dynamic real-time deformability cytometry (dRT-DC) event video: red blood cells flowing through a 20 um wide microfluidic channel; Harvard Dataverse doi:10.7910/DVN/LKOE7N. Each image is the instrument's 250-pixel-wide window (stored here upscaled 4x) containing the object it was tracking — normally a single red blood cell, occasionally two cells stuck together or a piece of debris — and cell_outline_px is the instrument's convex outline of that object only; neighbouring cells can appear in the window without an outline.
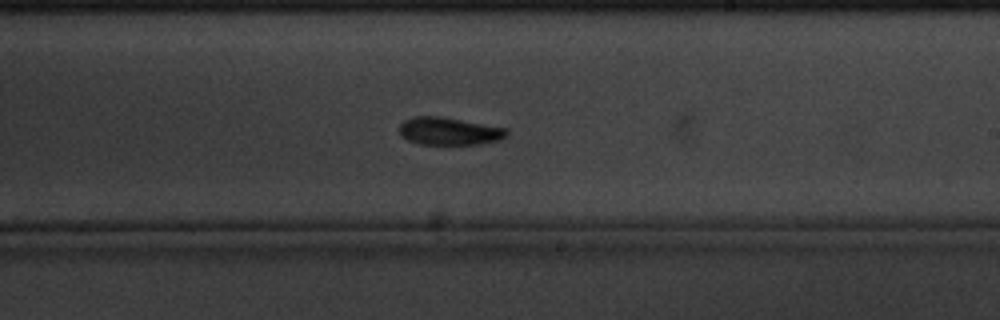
{"species": "common noctule bat (a hibernating species)", "species_latin": "Nyctalus noctula", "temperature_condition": "cold", "stored_images_in_passage": 61, "camera_frame_rate_fps": 3000, "um_per_image_px": 0.085, "animal": {"sex": "male", "body_mass_g": 20.1, "forearm_length_mm": 53.5}, "frame": {"image": 1, "passage_image": 35, "time_ms": 11.333, "image_size_px": [1000, 320], "cell_outline_px": [[508, 132], [500, 140], [480, 144], [420, 144], [408, 140], [400, 132], [400, 124], [404, 120], [416, 116], [440, 116], [508, 128]], "centroid_in_image_um": [38.2, 11.14], "position_along_channel_um": 250.8, "area_um2": 17.17}}
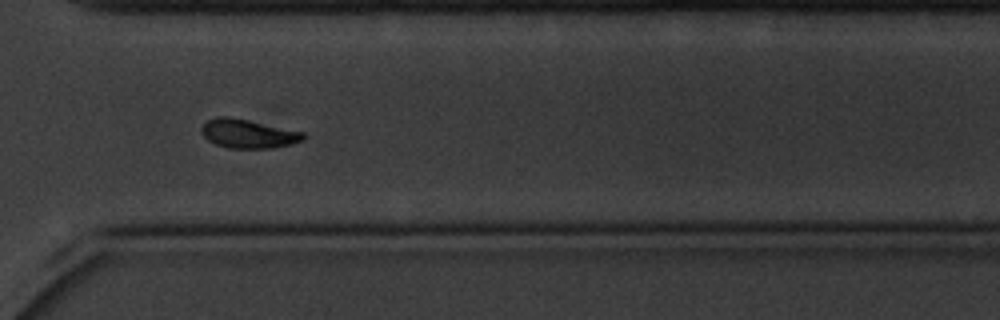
{"frame": {"image": 2, "passage_image": 44, "time_ms": 14.333, "image_size_px": [1000, 320], "cell_outline_px": [[308, 136], [304, 140], [288, 144], [268, 148], [228, 148], [216, 144], [208, 140], [200, 132], [200, 128], [208, 120], [220, 116], [228, 116], [248, 120], [304, 132]], "centroid_in_image_um": [21.08, 11.36], "position_along_channel_um": 349.5, "area_um2": 16.99}, "authors_computed_cell_mechanics": {"area_um2": 17.1666, "velocity_mm_per_s": 3.2965, "shape_relaxation_time_tau1_ms": 2.509, "shape_relaxation_time_tau2_ms": 5.9447, "deformation_change_tau1": 0.1199, "deformation_change_tau2": 0.1094}}